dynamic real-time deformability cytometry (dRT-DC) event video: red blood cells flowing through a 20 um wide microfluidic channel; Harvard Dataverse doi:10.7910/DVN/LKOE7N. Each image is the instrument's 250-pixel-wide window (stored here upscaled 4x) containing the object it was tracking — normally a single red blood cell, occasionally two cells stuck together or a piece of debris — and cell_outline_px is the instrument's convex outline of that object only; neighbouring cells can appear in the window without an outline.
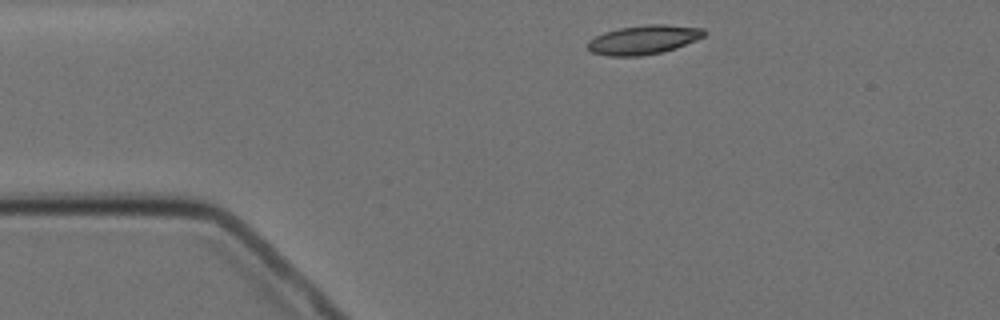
{"species": "Egyptian fruit bat (a non-hibernating species)", "species_latin": "Rousettus aegyptiacus", "temperature_condition": "cold", "stored_images_in_passage": 5, "camera_frame_rate_fps": 3000, "um_per_image_px": 0.085, "animal": {"sex": "female"}, "frame": {"image": 1, "passage_image": 1, "time_ms": 0.0, "image_size_px": [1000, 320], "cell_outline_px": [[704, 36], [696, 40], [676, 48], [660, 52], [640, 56], [608, 56], [592, 52], [588, 48], [588, 40], [604, 32], [620, 28], [648, 24], [664, 24], [704, 28]], "centroid_in_image_um": [54.7, 3.37], "position_along_channel_um": 30.3, "area_um2": 19.59}}
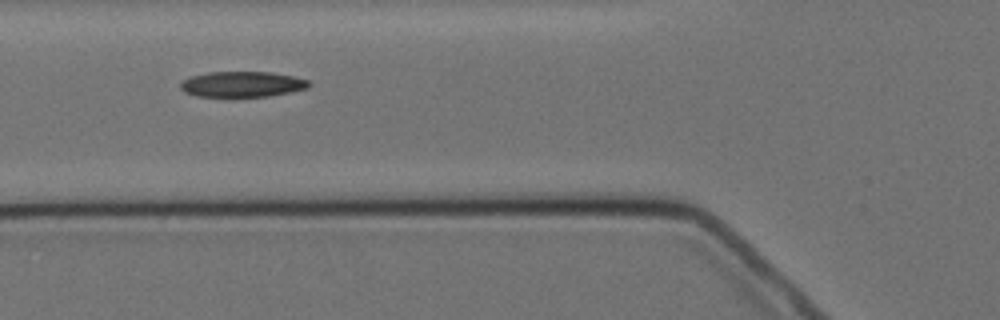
{"frame": {"image": 2, "passage_image": 4, "time_ms": 3.333, "image_size_px": [1000, 320], "cell_outline_px": [[312, 84], [308, 88], [268, 96], [196, 96], [184, 92], [180, 88], [180, 80], [192, 76], [208, 72], [272, 72], [292, 76], [308, 80]], "centroid_in_image_um": [20.56, 7.15], "position_along_channel_um": 105.2, "area_um2": 19.07}}
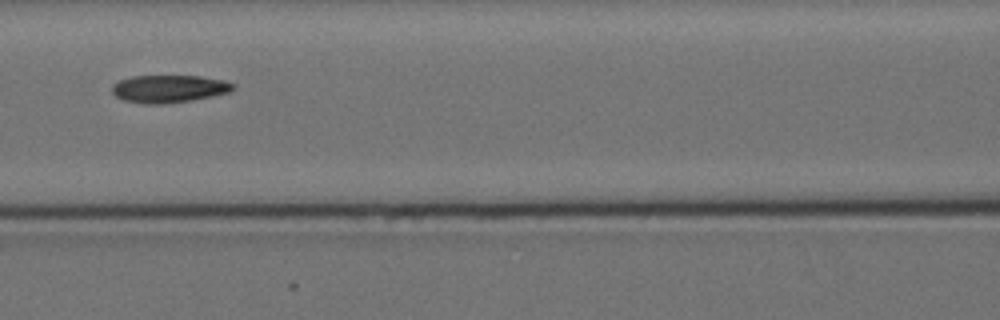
{"frame": {"image": 3, "passage_image": 5, "time_ms": 4.667, "image_size_px": [1000, 320], "cell_outline_px": [[236, 88], [232, 92], [192, 100], [164, 104], [144, 104], [124, 100], [116, 96], [112, 92], [112, 84], [120, 80], [132, 76], [200, 76], [224, 80], [236, 84]], "centroid_in_image_um": [14.4, 7.55], "position_along_channel_um": 152.2, "area_um2": 19.65}}